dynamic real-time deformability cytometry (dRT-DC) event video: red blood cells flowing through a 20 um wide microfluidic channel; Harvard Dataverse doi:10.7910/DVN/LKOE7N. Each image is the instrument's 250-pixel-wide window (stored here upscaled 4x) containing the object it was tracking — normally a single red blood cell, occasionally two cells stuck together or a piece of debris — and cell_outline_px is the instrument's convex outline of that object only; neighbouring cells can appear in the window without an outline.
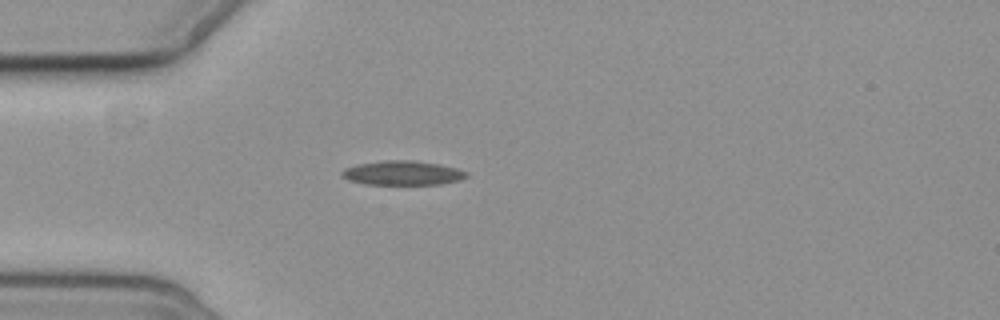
{"species": "common noctule bat (a hibernating species)", "species_latin": "Nyctalus noctula", "temperature_condition": "cold", "stored_images_in_passage": 3, "camera_frame_rate_fps": 3000, "um_per_image_px": 0.085, "animal": {"sex": "female", "body_mass_g": 19.3, "forearm_length_mm": 54.1}, "frame": {"image": 1, "passage_image": 3, "time_ms": 2.333, "image_size_px": [1000, 320], "cell_outline_px": [[468, 176], [460, 180], [440, 184], [368, 184], [348, 180], [340, 176], [340, 172], [344, 168], [356, 164], [384, 160], [412, 160], [440, 164], [456, 168], [468, 172]], "centroid_in_image_um": [34.19, 14.69], "position_along_channel_um": 50.8, "area_um2": 17.74}}